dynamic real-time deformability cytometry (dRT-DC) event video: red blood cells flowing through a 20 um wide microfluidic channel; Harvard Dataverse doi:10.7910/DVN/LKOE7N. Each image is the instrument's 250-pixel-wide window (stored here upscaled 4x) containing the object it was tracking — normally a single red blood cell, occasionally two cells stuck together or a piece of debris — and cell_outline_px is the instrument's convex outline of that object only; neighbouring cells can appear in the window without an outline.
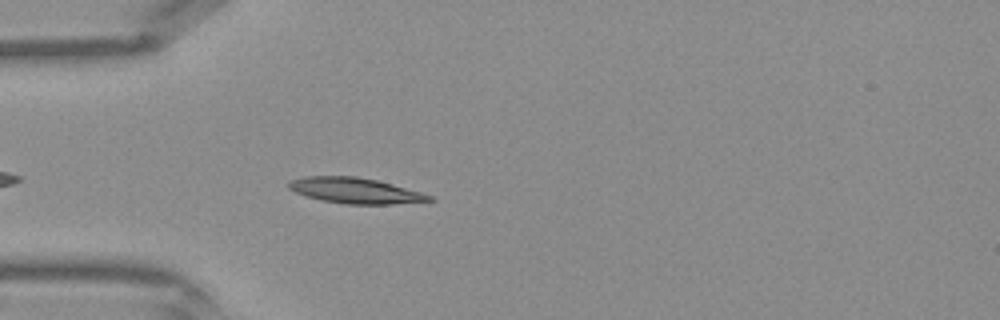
{"species": "Egyptian fruit bat (a non-hibernating species)", "species_latin": "Rousettus aegyptiacus", "temperature_condition": "warm", "stored_images_in_passage": 32, "camera_frame_rate_fps": 3000, "um_per_image_px": 0.085, "frame": {"image": 1, "passage_image": 4, "time_ms": 1.0, "image_size_px": [1000, 320], "cell_outline_px": [[436, 200], [392, 204], [344, 204], [320, 200], [296, 192], [288, 188], [288, 180], [304, 176], [356, 176], [376, 180], [392, 184], [420, 192], [432, 196]], "centroid_in_image_um": [30.16, 16.2], "position_along_channel_um": 54.8, "area_um2": 20.92}}
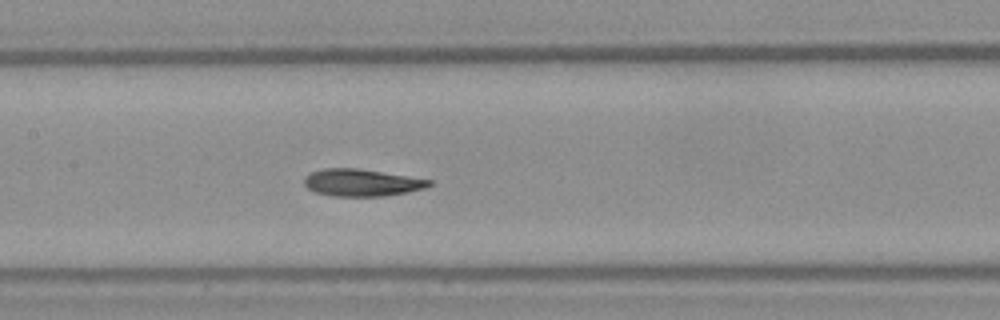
{"frame": {"image": 2, "passage_image": 12, "time_ms": 3.667, "image_size_px": [1000, 320], "cell_outline_px": [[432, 184], [424, 188], [408, 192], [384, 196], [332, 196], [316, 192], [308, 188], [304, 184], [304, 176], [312, 172], [324, 168], [356, 168], [432, 180]], "centroid_in_image_um": [30.72, 15.52], "position_along_channel_um": 176.7, "area_um2": 19.59}}
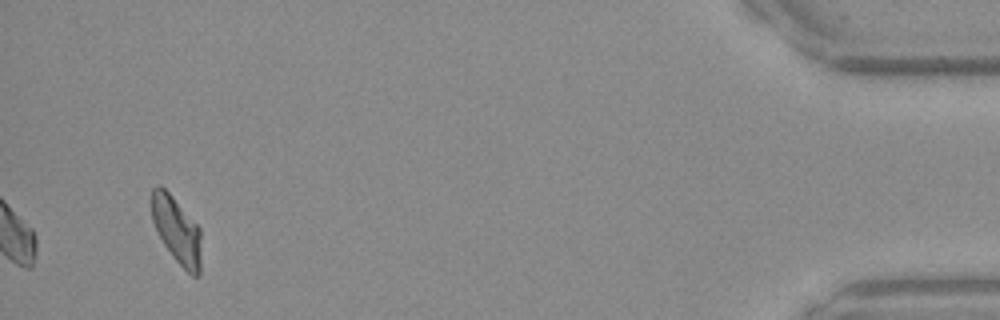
{"frame": {"image": 3, "passage_image": 32, "time_ms": 10.333, "image_size_px": [1000, 320], "cell_outline_px": [[200, 276], [192, 276], [172, 256], [164, 244], [152, 220], [152, 188], [156, 184], [160, 184], [172, 196], [200, 228]], "centroid_in_image_um": [15.02, 19.56], "position_along_channel_um": 420.2, "area_um2": 18.9}}